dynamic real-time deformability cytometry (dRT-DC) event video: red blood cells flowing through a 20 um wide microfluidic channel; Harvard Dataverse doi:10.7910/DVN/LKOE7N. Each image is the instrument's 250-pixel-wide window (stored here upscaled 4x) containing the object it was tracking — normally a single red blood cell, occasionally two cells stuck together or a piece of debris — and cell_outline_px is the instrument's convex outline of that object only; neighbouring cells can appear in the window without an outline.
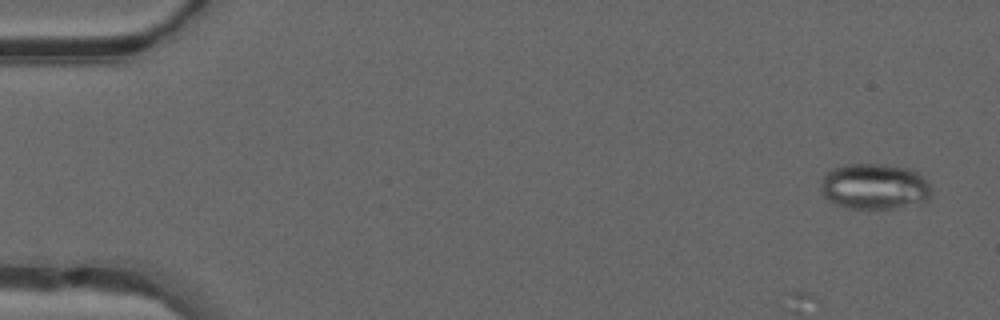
{"species": "common noctule bat (a hibernating species)", "species_latin": "Nyctalus noctula", "temperature_condition": "warm", "stored_images_in_passage": 14, "camera_frame_rate_fps": 3000, "um_per_image_px": 0.085, "animal": {"sex": "male", "forearm_length_mm": 52.5}, "frame": {"image": 1, "passage_image": 1, "time_ms": 0.0, "image_size_px": [1000, 320], "cell_outline_px": [[932, 196], [928, 200], [920, 204], [892, 208], [852, 208], [836, 204], [828, 200], [824, 196], [820, 188], [820, 180], [832, 168], [848, 164], [884, 164], [908, 168], [924, 176], [928, 180], [932, 188]], "centroid_in_image_um": [74.38, 15.85], "position_along_channel_um": 10.6, "area_um2": 29.88}}